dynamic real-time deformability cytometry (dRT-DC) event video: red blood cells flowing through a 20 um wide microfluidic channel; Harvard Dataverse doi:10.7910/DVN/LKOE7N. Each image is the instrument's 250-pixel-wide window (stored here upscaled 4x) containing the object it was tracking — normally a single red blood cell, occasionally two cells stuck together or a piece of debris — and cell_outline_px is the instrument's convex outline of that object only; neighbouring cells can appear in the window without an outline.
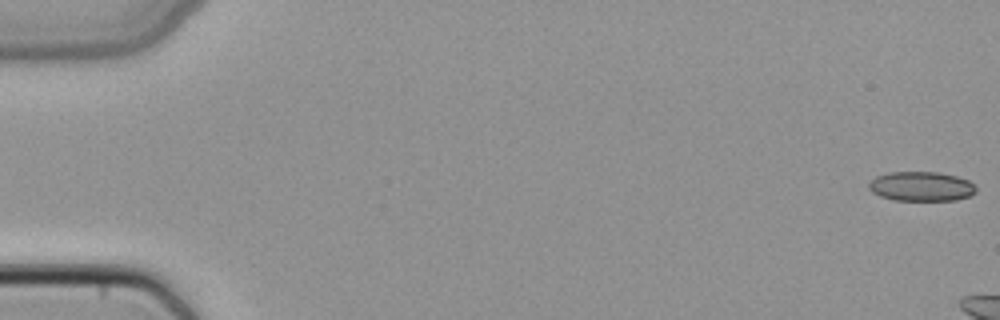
{"species": "common noctule bat (a hibernating species)", "species_latin": "Nyctalus noctula", "temperature_condition": "cold", "stored_images_in_passage": 3, "camera_frame_rate_fps": 3000, "um_per_image_px": 0.085, "animal": {"sex": "female", "body_mass_g": 22.7, "forearm_length_mm": 54.2}, "frame": {"image": 1, "passage_image": 1, "time_ms": 0.0, "image_size_px": [1000, 320], "cell_outline_px": [[976, 192], [968, 196], [956, 200], [892, 200], [880, 196], [872, 192], [868, 188], [868, 184], [876, 176], [888, 172], [940, 172], [956, 176], [968, 180], [976, 188]], "centroid_in_image_um": [78.28, 15.84], "position_along_channel_um": 6.7, "area_um2": 18.44}}